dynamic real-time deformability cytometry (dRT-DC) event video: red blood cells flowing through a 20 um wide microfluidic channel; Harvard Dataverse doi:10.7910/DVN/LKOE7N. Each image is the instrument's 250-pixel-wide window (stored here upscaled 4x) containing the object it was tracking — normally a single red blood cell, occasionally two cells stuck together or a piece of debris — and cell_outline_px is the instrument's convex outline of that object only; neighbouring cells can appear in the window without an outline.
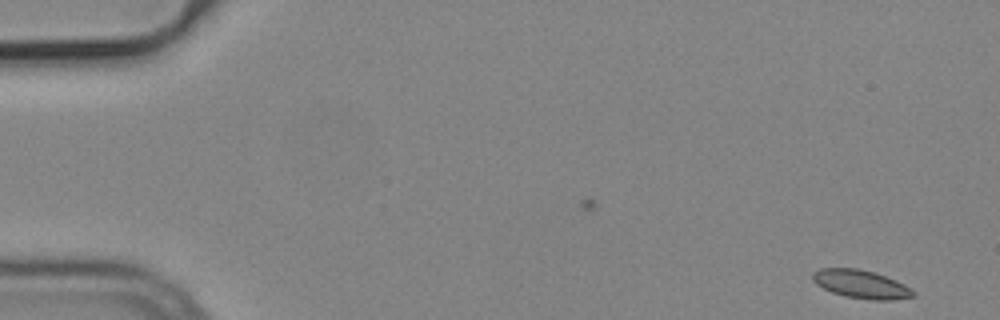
{"species": "common noctule bat (a hibernating species)", "species_latin": "Nyctalus noctula", "temperature_condition": "cold", "stored_images_in_passage": 47, "camera_frame_rate_fps": 3000, "um_per_image_px": 0.085, "animal": {"sex": "male", "body_mass_g": 19.2, "forearm_length_mm": 51.8}, "frame": {"image": 1, "passage_image": 1, "time_ms": 0.0, "image_size_px": [1000, 320], "cell_outline_px": [[916, 296], [892, 300], [872, 300], [844, 296], [832, 292], [816, 284], [812, 280], [812, 272], [820, 268], [856, 268], [872, 272], [896, 280], [904, 284], [916, 292]], "centroid_in_image_um": [73.19, 24.16], "position_along_channel_um": 11.8, "area_um2": 16.59}}
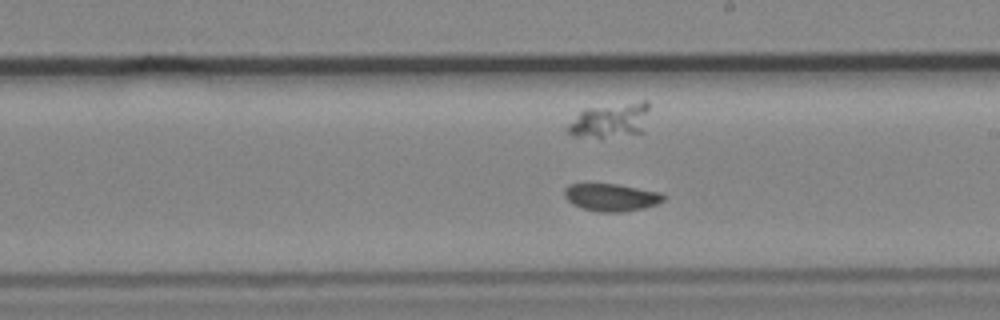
{"frame": {"image": 2, "passage_image": 30, "time_ms": 9.667, "image_size_px": [1000, 320], "cell_outline_px": [[664, 200], [656, 204], [644, 208], [624, 212], [600, 212], [584, 208], [572, 204], [564, 196], [564, 188], [568, 184], [616, 184], [660, 192], [664, 196]], "centroid_in_image_um": [51.94, 16.77], "position_along_channel_um": 237.1, "area_um2": 15.78}}
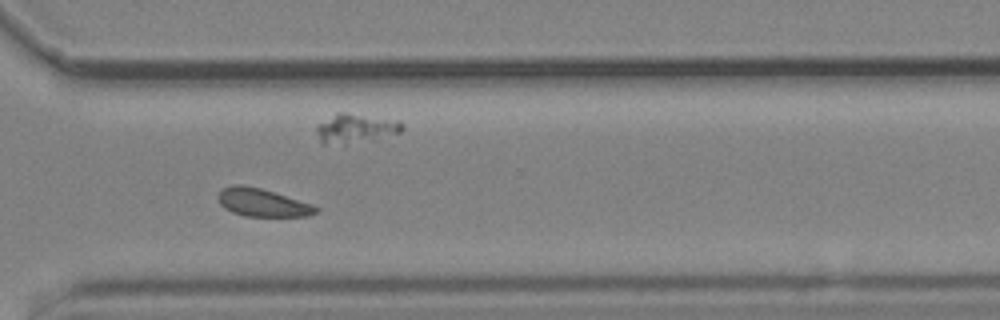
{"frame": {"image": 3, "passage_image": 39, "time_ms": 12.667, "image_size_px": [1000, 320], "cell_outline_px": [[320, 208], [316, 212], [308, 216], [244, 216], [232, 212], [224, 208], [220, 204], [216, 196], [224, 188], [232, 184], [244, 184], [260, 188], [312, 204]], "centroid_in_image_um": [22.27, 17.21], "position_along_channel_um": 348.3, "area_um2": 15.9}}